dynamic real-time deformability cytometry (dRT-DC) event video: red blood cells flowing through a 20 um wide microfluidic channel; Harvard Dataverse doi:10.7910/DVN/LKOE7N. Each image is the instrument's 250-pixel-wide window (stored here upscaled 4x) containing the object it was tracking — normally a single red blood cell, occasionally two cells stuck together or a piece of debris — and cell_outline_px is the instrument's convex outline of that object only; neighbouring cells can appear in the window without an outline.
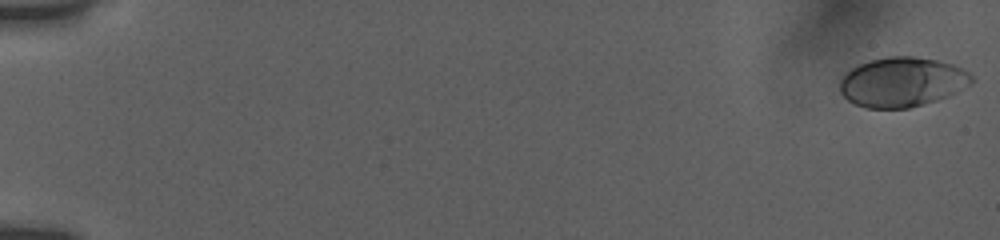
{"species": "human", "species_latin": "Homo sapiens", "temperature_condition": "room temperature", "stored_images_in_passage": 13, "camera_frame_rate_fps": 3000, "um_per_image_px": 0.085, "donor": {"sex": "female"}, "frame": {"image": 1, "passage_image": 1, "time_ms": 0.0, "image_size_px": [1000, 240], "cell_outline_px": [[976, 80], [972, 84], [948, 96], [924, 104], [908, 108], [868, 108], [856, 104], [848, 100], [840, 92], [840, 80], [852, 68], [868, 60], [888, 56], [912, 56], [936, 60], [956, 64], [968, 72]], "centroid_in_image_um": [76.72, 6.96], "position_along_channel_um": 8.3, "area_um2": 38.21}}